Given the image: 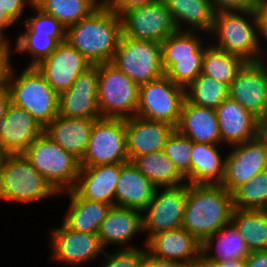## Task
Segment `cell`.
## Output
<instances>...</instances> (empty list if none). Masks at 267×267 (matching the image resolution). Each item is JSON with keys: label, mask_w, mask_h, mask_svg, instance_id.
<instances>
[{"label": "cell", "mask_w": 267, "mask_h": 267, "mask_svg": "<svg viewBox=\"0 0 267 267\" xmlns=\"http://www.w3.org/2000/svg\"><path fill=\"white\" fill-rule=\"evenodd\" d=\"M120 17L122 35L129 39L161 43L177 30L163 0L131 8Z\"/></svg>", "instance_id": "8fae6325"}, {"label": "cell", "mask_w": 267, "mask_h": 267, "mask_svg": "<svg viewBox=\"0 0 267 267\" xmlns=\"http://www.w3.org/2000/svg\"><path fill=\"white\" fill-rule=\"evenodd\" d=\"M163 152L186 178L187 184H191L192 141L174 129L166 140Z\"/></svg>", "instance_id": "f35d334b"}, {"label": "cell", "mask_w": 267, "mask_h": 267, "mask_svg": "<svg viewBox=\"0 0 267 267\" xmlns=\"http://www.w3.org/2000/svg\"><path fill=\"white\" fill-rule=\"evenodd\" d=\"M57 194L23 153L10 154L0 169V200L27 204Z\"/></svg>", "instance_id": "8992f818"}, {"label": "cell", "mask_w": 267, "mask_h": 267, "mask_svg": "<svg viewBox=\"0 0 267 267\" xmlns=\"http://www.w3.org/2000/svg\"><path fill=\"white\" fill-rule=\"evenodd\" d=\"M214 243L215 252L210 253ZM249 253L245 240L231 223L208 236L201 243V258L211 263L245 258Z\"/></svg>", "instance_id": "f546056e"}, {"label": "cell", "mask_w": 267, "mask_h": 267, "mask_svg": "<svg viewBox=\"0 0 267 267\" xmlns=\"http://www.w3.org/2000/svg\"><path fill=\"white\" fill-rule=\"evenodd\" d=\"M178 267H200V259L197 262L189 264H179Z\"/></svg>", "instance_id": "6f0895ef"}, {"label": "cell", "mask_w": 267, "mask_h": 267, "mask_svg": "<svg viewBox=\"0 0 267 267\" xmlns=\"http://www.w3.org/2000/svg\"><path fill=\"white\" fill-rule=\"evenodd\" d=\"M265 58V59H264ZM261 61L266 65V69H267V62H266V58L267 57H264Z\"/></svg>", "instance_id": "680465c9"}, {"label": "cell", "mask_w": 267, "mask_h": 267, "mask_svg": "<svg viewBox=\"0 0 267 267\" xmlns=\"http://www.w3.org/2000/svg\"><path fill=\"white\" fill-rule=\"evenodd\" d=\"M245 267H267V250L250 252L245 257Z\"/></svg>", "instance_id": "7dc6e473"}, {"label": "cell", "mask_w": 267, "mask_h": 267, "mask_svg": "<svg viewBox=\"0 0 267 267\" xmlns=\"http://www.w3.org/2000/svg\"><path fill=\"white\" fill-rule=\"evenodd\" d=\"M185 99V88L166 75L139 85L136 116L151 121H163L176 127Z\"/></svg>", "instance_id": "9c48e42d"}, {"label": "cell", "mask_w": 267, "mask_h": 267, "mask_svg": "<svg viewBox=\"0 0 267 267\" xmlns=\"http://www.w3.org/2000/svg\"><path fill=\"white\" fill-rule=\"evenodd\" d=\"M161 189L157 187L152 200L142 211L143 234L147 233L145 241L157 233L182 228L187 183Z\"/></svg>", "instance_id": "7c38bea8"}, {"label": "cell", "mask_w": 267, "mask_h": 267, "mask_svg": "<svg viewBox=\"0 0 267 267\" xmlns=\"http://www.w3.org/2000/svg\"><path fill=\"white\" fill-rule=\"evenodd\" d=\"M215 112L221 144L234 146L256 138L258 117L238 102L228 97L215 109Z\"/></svg>", "instance_id": "44dd1931"}, {"label": "cell", "mask_w": 267, "mask_h": 267, "mask_svg": "<svg viewBox=\"0 0 267 267\" xmlns=\"http://www.w3.org/2000/svg\"><path fill=\"white\" fill-rule=\"evenodd\" d=\"M15 73L11 66L7 78L11 103L29 112L45 128L58 116L59 94L36 67L26 66L19 75Z\"/></svg>", "instance_id": "277c9868"}, {"label": "cell", "mask_w": 267, "mask_h": 267, "mask_svg": "<svg viewBox=\"0 0 267 267\" xmlns=\"http://www.w3.org/2000/svg\"><path fill=\"white\" fill-rule=\"evenodd\" d=\"M233 210L232 194L222 185L187 184L182 228L202 243L230 224Z\"/></svg>", "instance_id": "7a4b0ae2"}, {"label": "cell", "mask_w": 267, "mask_h": 267, "mask_svg": "<svg viewBox=\"0 0 267 267\" xmlns=\"http://www.w3.org/2000/svg\"><path fill=\"white\" fill-rule=\"evenodd\" d=\"M230 223L243 237L250 252L267 250V210L234 208Z\"/></svg>", "instance_id": "1f68e13d"}, {"label": "cell", "mask_w": 267, "mask_h": 267, "mask_svg": "<svg viewBox=\"0 0 267 267\" xmlns=\"http://www.w3.org/2000/svg\"><path fill=\"white\" fill-rule=\"evenodd\" d=\"M229 98L256 117L267 114V69L262 62H246L229 85Z\"/></svg>", "instance_id": "e0dca14e"}, {"label": "cell", "mask_w": 267, "mask_h": 267, "mask_svg": "<svg viewBox=\"0 0 267 267\" xmlns=\"http://www.w3.org/2000/svg\"><path fill=\"white\" fill-rule=\"evenodd\" d=\"M203 58L176 59L165 75L175 84L186 88L202 72Z\"/></svg>", "instance_id": "60d3db41"}, {"label": "cell", "mask_w": 267, "mask_h": 267, "mask_svg": "<svg viewBox=\"0 0 267 267\" xmlns=\"http://www.w3.org/2000/svg\"><path fill=\"white\" fill-rule=\"evenodd\" d=\"M166 3L177 30L187 26L188 31L210 33L215 18V9L210 0H163ZM183 24V25H182Z\"/></svg>", "instance_id": "f1b7e54d"}, {"label": "cell", "mask_w": 267, "mask_h": 267, "mask_svg": "<svg viewBox=\"0 0 267 267\" xmlns=\"http://www.w3.org/2000/svg\"><path fill=\"white\" fill-rule=\"evenodd\" d=\"M175 129L192 142L221 144L215 109L190 103L186 98Z\"/></svg>", "instance_id": "cb8c5ba5"}, {"label": "cell", "mask_w": 267, "mask_h": 267, "mask_svg": "<svg viewBox=\"0 0 267 267\" xmlns=\"http://www.w3.org/2000/svg\"><path fill=\"white\" fill-rule=\"evenodd\" d=\"M256 137L264 144L267 148V114L259 117L257 121V135Z\"/></svg>", "instance_id": "f5cc1de1"}, {"label": "cell", "mask_w": 267, "mask_h": 267, "mask_svg": "<svg viewBox=\"0 0 267 267\" xmlns=\"http://www.w3.org/2000/svg\"><path fill=\"white\" fill-rule=\"evenodd\" d=\"M11 47L3 45L0 48V91L7 87V78L10 71L11 66Z\"/></svg>", "instance_id": "bcb514c9"}, {"label": "cell", "mask_w": 267, "mask_h": 267, "mask_svg": "<svg viewBox=\"0 0 267 267\" xmlns=\"http://www.w3.org/2000/svg\"><path fill=\"white\" fill-rule=\"evenodd\" d=\"M142 211L127 207L112 206L103 220L98 236L104 248L109 244L118 249H132L128 243L143 232Z\"/></svg>", "instance_id": "603a6c76"}, {"label": "cell", "mask_w": 267, "mask_h": 267, "mask_svg": "<svg viewBox=\"0 0 267 267\" xmlns=\"http://www.w3.org/2000/svg\"><path fill=\"white\" fill-rule=\"evenodd\" d=\"M23 154L58 195L75 187L81 168L80 161L44 132Z\"/></svg>", "instance_id": "5b68a950"}, {"label": "cell", "mask_w": 267, "mask_h": 267, "mask_svg": "<svg viewBox=\"0 0 267 267\" xmlns=\"http://www.w3.org/2000/svg\"><path fill=\"white\" fill-rule=\"evenodd\" d=\"M15 51L19 54L28 53L33 56L28 67H35L54 52L59 44L49 34L38 32H23L16 38Z\"/></svg>", "instance_id": "74e56055"}, {"label": "cell", "mask_w": 267, "mask_h": 267, "mask_svg": "<svg viewBox=\"0 0 267 267\" xmlns=\"http://www.w3.org/2000/svg\"><path fill=\"white\" fill-rule=\"evenodd\" d=\"M209 35L217 41L212 45L241 57L245 62H259L264 55L267 57L264 51L267 48L261 43L257 9L217 12Z\"/></svg>", "instance_id": "3957f363"}, {"label": "cell", "mask_w": 267, "mask_h": 267, "mask_svg": "<svg viewBox=\"0 0 267 267\" xmlns=\"http://www.w3.org/2000/svg\"><path fill=\"white\" fill-rule=\"evenodd\" d=\"M178 265L174 261L154 257L147 251L141 267H178Z\"/></svg>", "instance_id": "681fc988"}, {"label": "cell", "mask_w": 267, "mask_h": 267, "mask_svg": "<svg viewBox=\"0 0 267 267\" xmlns=\"http://www.w3.org/2000/svg\"><path fill=\"white\" fill-rule=\"evenodd\" d=\"M34 0H0V7L17 23L26 6H32Z\"/></svg>", "instance_id": "ee69618b"}, {"label": "cell", "mask_w": 267, "mask_h": 267, "mask_svg": "<svg viewBox=\"0 0 267 267\" xmlns=\"http://www.w3.org/2000/svg\"><path fill=\"white\" fill-rule=\"evenodd\" d=\"M157 186L128 161L121 163L115 188L114 206L143 211L152 200Z\"/></svg>", "instance_id": "d4e9b609"}, {"label": "cell", "mask_w": 267, "mask_h": 267, "mask_svg": "<svg viewBox=\"0 0 267 267\" xmlns=\"http://www.w3.org/2000/svg\"><path fill=\"white\" fill-rule=\"evenodd\" d=\"M229 97V85L200 74L185 88V98L193 104L216 109Z\"/></svg>", "instance_id": "d590c367"}, {"label": "cell", "mask_w": 267, "mask_h": 267, "mask_svg": "<svg viewBox=\"0 0 267 267\" xmlns=\"http://www.w3.org/2000/svg\"><path fill=\"white\" fill-rule=\"evenodd\" d=\"M13 24H17L8 14L6 10L0 7V43L2 45L11 46V40L7 38L8 35L4 33L6 28H10Z\"/></svg>", "instance_id": "c3c4849f"}, {"label": "cell", "mask_w": 267, "mask_h": 267, "mask_svg": "<svg viewBox=\"0 0 267 267\" xmlns=\"http://www.w3.org/2000/svg\"><path fill=\"white\" fill-rule=\"evenodd\" d=\"M200 267H217V266L214 263H211L209 261L200 258Z\"/></svg>", "instance_id": "9f6ffc18"}, {"label": "cell", "mask_w": 267, "mask_h": 267, "mask_svg": "<svg viewBox=\"0 0 267 267\" xmlns=\"http://www.w3.org/2000/svg\"><path fill=\"white\" fill-rule=\"evenodd\" d=\"M257 10L260 17L261 40L267 41V0H260Z\"/></svg>", "instance_id": "f907efd6"}, {"label": "cell", "mask_w": 267, "mask_h": 267, "mask_svg": "<svg viewBox=\"0 0 267 267\" xmlns=\"http://www.w3.org/2000/svg\"><path fill=\"white\" fill-rule=\"evenodd\" d=\"M196 31L176 30L161 42L162 65L166 72L176 59L203 58L205 45Z\"/></svg>", "instance_id": "d6a6232c"}, {"label": "cell", "mask_w": 267, "mask_h": 267, "mask_svg": "<svg viewBox=\"0 0 267 267\" xmlns=\"http://www.w3.org/2000/svg\"><path fill=\"white\" fill-rule=\"evenodd\" d=\"M97 119L57 116L44 133L79 161L86 152L93 124Z\"/></svg>", "instance_id": "484cf974"}, {"label": "cell", "mask_w": 267, "mask_h": 267, "mask_svg": "<svg viewBox=\"0 0 267 267\" xmlns=\"http://www.w3.org/2000/svg\"><path fill=\"white\" fill-rule=\"evenodd\" d=\"M225 157V175L221 185L231 194L254 175L267 170V148L256 137L230 146Z\"/></svg>", "instance_id": "5bb4252c"}, {"label": "cell", "mask_w": 267, "mask_h": 267, "mask_svg": "<svg viewBox=\"0 0 267 267\" xmlns=\"http://www.w3.org/2000/svg\"><path fill=\"white\" fill-rule=\"evenodd\" d=\"M217 267H245V258L231 259L214 263Z\"/></svg>", "instance_id": "db71d44e"}, {"label": "cell", "mask_w": 267, "mask_h": 267, "mask_svg": "<svg viewBox=\"0 0 267 267\" xmlns=\"http://www.w3.org/2000/svg\"><path fill=\"white\" fill-rule=\"evenodd\" d=\"M136 84L142 85L165 75L161 43L121 36L111 62Z\"/></svg>", "instance_id": "ba28073f"}, {"label": "cell", "mask_w": 267, "mask_h": 267, "mask_svg": "<svg viewBox=\"0 0 267 267\" xmlns=\"http://www.w3.org/2000/svg\"><path fill=\"white\" fill-rule=\"evenodd\" d=\"M218 145L220 146V144L192 142L191 184L221 185L225 175L226 159L220 155Z\"/></svg>", "instance_id": "83f0119b"}, {"label": "cell", "mask_w": 267, "mask_h": 267, "mask_svg": "<svg viewBox=\"0 0 267 267\" xmlns=\"http://www.w3.org/2000/svg\"><path fill=\"white\" fill-rule=\"evenodd\" d=\"M65 193H68L70 203L63 223L77 232L98 234L112 205L81 198L73 189Z\"/></svg>", "instance_id": "4316f807"}, {"label": "cell", "mask_w": 267, "mask_h": 267, "mask_svg": "<svg viewBox=\"0 0 267 267\" xmlns=\"http://www.w3.org/2000/svg\"><path fill=\"white\" fill-rule=\"evenodd\" d=\"M31 7L37 12L20 24L21 26L22 24L26 26V30L23 32L49 34V36L53 37L58 43L66 41V27L58 19L43 12L35 4Z\"/></svg>", "instance_id": "ab89813d"}, {"label": "cell", "mask_w": 267, "mask_h": 267, "mask_svg": "<svg viewBox=\"0 0 267 267\" xmlns=\"http://www.w3.org/2000/svg\"><path fill=\"white\" fill-rule=\"evenodd\" d=\"M121 173V163L81 166L73 190L84 199L114 206L115 188Z\"/></svg>", "instance_id": "7402d4cb"}, {"label": "cell", "mask_w": 267, "mask_h": 267, "mask_svg": "<svg viewBox=\"0 0 267 267\" xmlns=\"http://www.w3.org/2000/svg\"><path fill=\"white\" fill-rule=\"evenodd\" d=\"M99 64L81 73L72 86L59 94L58 115L71 118L99 119L97 101Z\"/></svg>", "instance_id": "2e32d148"}, {"label": "cell", "mask_w": 267, "mask_h": 267, "mask_svg": "<svg viewBox=\"0 0 267 267\" xmlns=\"http://www.w3.org/2000/svg\"><path fill=\"white\" fill-rule=\"evenodd\" d=\"M34 4L67 28L91 15L103 0H34Z\"/></svg>", "instance_id": "e575fe53"}, {"label": "cell", "mask_w": 267, "mask_h": 267, "mask_svg": "<svg viewBox=\"0 0 267 267\" xmlns=\"http://www.w3.org/2000/svg\"><path fill=\"white\" fill-rule=\"evenodd\" d=\"M90 66L92 64L85 56L64 41L35 67L51 88L60 94L68 90L79 75Z\"/></svg>", "instance_id": "9a60e30c"}, {"label": "cell", "mask_w": 267, "mask_h": 267, "mask_svg": "<svg viewBox=\"0 0 267 267\" xmlns=\"http://www.w3.org/2000/svg\"><path fill=\"white\" fill-rule=\"evenodd\" d=\"M144 242L147 251L160 259L189 264L201 258V242L184 228L157 233Z\"/></svg>", "instance_id": "ac0fdd59"}, {"label": "cell", "mask_w": 267, "mask_h": 267, "mask_svg": "<svg viewBox=\"0 0 267 267\" xmlns=\"http://www.w3.org/2000/svg\"><path fill=\"white\" fill-rule=\"evenodd\" d=\"M157 1L159 0H103V4L118 15H121L124 11L131 8L152 4Z\"/></svg>", "instance_id": "f6af8a7d"}, {"label": "cell", "mask_w": 267, "mask_h": 267, "mask_svg": "<svg viewBox=\"0 0 267 267\" xmlns=\"http://www.w3.org/2000/svg\"><path fill=\"white\" fill-rule=\"evenodd\" d=\"M128 161L125 119L99 118L95 120L80 165L97 166Z\"/></svg>", "instance_id": "30bf717a"}, {"label": "cell", "mask_w": 267, "mask_h": 267, "mask_svg": "<svg viewBox=\"0 0 267 267\" xmlns=\"http://www.w3.org/2000/svg\"><path fill=\"white\" fill-rule=\"evenodd\" d=\"M9 155L8 150L0 143V169L5 165Z\"/></svg>", "instance_id": "11a10c76"}, {"label": "cell", "mask_w": 267, "mask_h": 267, "mask_svg": "<svg viewBox=\"0 0 267 267\" xmlns=\"http://www.w3.org/2000/svg\"><path fill=\"white\" fill-rule=\"evenodd\" d=\"M11 104V97L9 89L6 87L5 89L0 91V121L5 118L8 107Z\"/></svg>", "instance_id": "816d5d0a"}, {"label": "cell", "mask_w": 267, "mask_h": 267, "mask_svg": "<svg viewBox=\"0 0 267 267\" xmlns=\"http://www.w3.org/2000/svg\"><path fill=\"white\" fill-rule=\"evenodd\" d=\"M43 132L29 112L12 103L0 121V143L10 154L23 153Z\"/></svg>", "instance_id": "ffe728a7"}, {"label": "cell", "mask_w": 267, "mask_h": 267, "mask_svg": "<svg viewBox=\"0 0 267 267\" xmlns=\"http://www.w3.org/2000/svg\"><path fill=\"white\" fill-rule=\"evenodd\" d=\"M215 12L247 11L257 9L260 0H210Z\"/></svg>", "instance_id": "7bdbcfd3"}, {"label": "cell", "mask_w": 267, "mask_h": 267, "mask_svg": "<svg viewBox=\"0 0 267 267\" xmlns=\"http://www.w3.org/2000/svg\"><path fill=\"white\" fill-rule=\"evenodd\" d=\"M129 161L144 154L163 150L175 127L163 121L146 120L138 116L125 119Z\"/></svg>", "instance_id": "d6986e66"}, {"label": "cell", "mask_w": 267, "mask_h": 267, "mask_svg": "<svg viewBox=\"0 0 267 267\" xmlns=\"http://www.w3.org/2000/svg\"><path fill=\"white\" fill-rule=\"evenodd\" d=\"M117 252L109 254L106 251L103 255L106 256L102 267H141L145 258L147 249L142 250L140 247L132 249H118Z\"/></svg>", "instance_id": "b9f144b4"}, {"label": "cell", "mask_w": 267, "mask_h": 267, "mask_svg": "<svg viewBox=\"0 0 267 267\" xmlns=\"http://www.w3.org/2000/svg\"><path fill=\"white\" fill-rule=\"evenodd\" d=\"M121 36L120 15L104 4L66 28V41L92 65L112 62Z\"/></svg>", "instance_id": "6da1fadb"}, {"label": "cell", "mask_w": 267, "mask_h": 267, "mask_svg": "<svg viewBox=\"0 0 267 267\" xmlns=\"http://www.w3.org/2000/svg\"><path fill=\"white\" fill-rule=\"evenodd\" d=\"M50 234L52 261L76 267L92 262L105 252L98 234L74 231L63 222L61 226L52 228Z\"/></svg>", "instance_id": "4fadbf2b"}, {"label": "cell", "mask_w": 267, "mask_h": 267, "mask_svg": "<svg viewBox=\"0 0 267 267\" xmlns=\"http://www.w3.org/2000/svg\"><path fill=\"white\" fill-rule=\"evenodd\" d=\"M132 163L159 188L176 187L187 183L186 178L163 150L137 156Z\"/></svg>", "instance_id": "4dcf8cb0"}, {"label": "cell", "mask_w": 267, "mask_h": 267, "mask_svg": "<svg viewBox=\"0 0 267 267\" xmlns=\"http://www.w3.org/2000/svg\"><path fill=\"white\" fill-rule=\"evenodd\" d=\"M232 199L236 209L267 210V170L239 186L232 193Z\"/></svg>", "instance_id": "8d00e7d4"}, {"label": "cell", "mask_w": 267, "mask_h": 267, "mask_svg": "<svg viewBox=\"0 0 267 267\" xmlns=\"http://www.w3.org/2000/svg\"><path fill=\"white\" fill-rule=\"evenodd\" d=\"M201 74L230 85L246 63L241 57L206 43Z\"/></svg>", "instance_id": "836d02e7"}, {"label": "cell", "mask_w": 267, "mask_h": 267, "mask_svg": "<svg viewBox=\"0 0 267 267\" xmlns=\"http://www.w3.org/2000/svg\"><path fill=\"white\" fill-rule=\"evenodd\" d=\"M97 101L101 118H131L139 104V85L111 62L101 63Z\"/></svg>", "instance_id": "52a82bcc"}]
</instances>
